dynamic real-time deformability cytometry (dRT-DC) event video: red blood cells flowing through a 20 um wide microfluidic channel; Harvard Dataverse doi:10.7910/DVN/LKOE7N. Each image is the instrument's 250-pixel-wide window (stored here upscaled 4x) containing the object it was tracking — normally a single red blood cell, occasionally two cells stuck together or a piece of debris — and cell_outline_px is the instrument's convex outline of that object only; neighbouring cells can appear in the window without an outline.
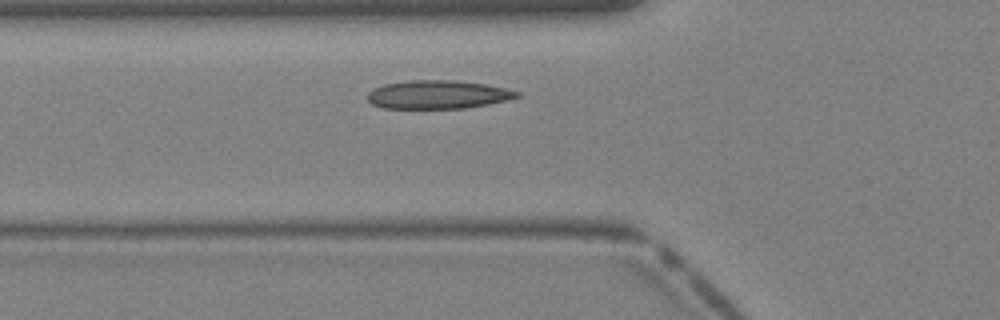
{"species": "Egyptian fruit bat (a non-hibernating species)", "species_latin": "Rousettus aegyptiacus", "temperature_condition": "warm", "stored_images_in_passage": 31, "camera_frame_rate_fps": 3000, "um_per_image_px": 0.085, "animal": {"sex": "female"}, "frame": {"image": 1, "passage_image": 8, "time_ms": 2.333, "image_size_px": [1000, 320], "cell_outline_px": [[520, 96], [508, 100], [488, 104], [464, 108], [380, 108], [372, 104], [368, 100], [368, 92], [384, 84], [412, 80], [456, 80], [484, 84], [504, 88], [520, 92]], "centroid_in_image_um": [37.22, 8.04], "position_along_channel_um": 88.6, "area_um2": 24.62}}
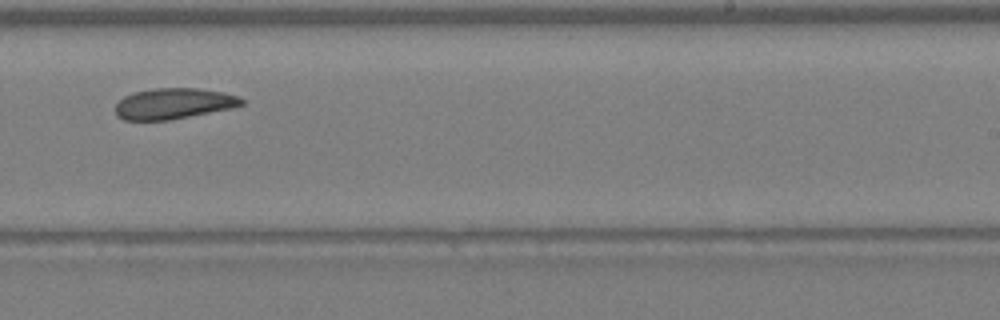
{"frame": {"image": 2, "passage_image": 19, "time_ms": 6.0, "image_size_px": [1000, 320], "cell_outline_px": [[244, 104], [232, 108], [168, 120], [124, 120], [116, 116], [116, 104], [124, 96], [132, 92], [156, 88], [196, 88], [224, 92], [236, 96], [244, 100]], "centroid_in_image_um": [14.74, 8.8], "position_along_channel_um": 274.3, "area_um2": 22.6}}
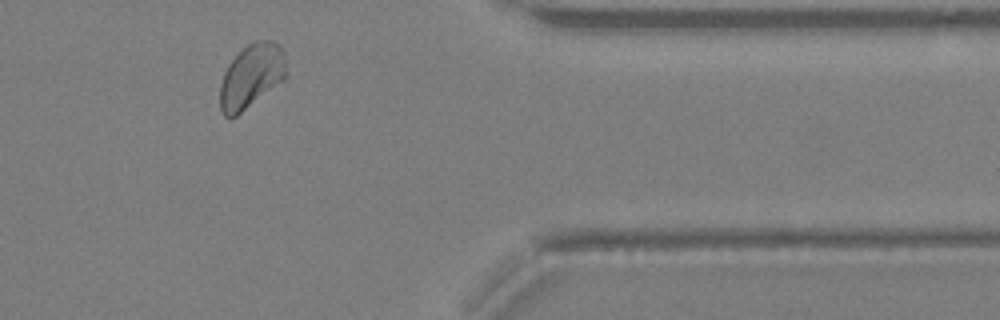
{"frame": {"image": 3, "passage_image": 27, "time_ms": 8.667, "image_size_px": [1000, 320], "cell_outline_px": [[288, 72], [280, 80], [236, 116], [228, 120], [220, 112], [220, 84], [224, 72], [228, 64], [248, 44], [256, 40], [272, 40], [284, 52]], "centroid_in_image_um": [21.33, 6.47], "position_along_channel_um": 390.1, "area_um2": 24.22}}